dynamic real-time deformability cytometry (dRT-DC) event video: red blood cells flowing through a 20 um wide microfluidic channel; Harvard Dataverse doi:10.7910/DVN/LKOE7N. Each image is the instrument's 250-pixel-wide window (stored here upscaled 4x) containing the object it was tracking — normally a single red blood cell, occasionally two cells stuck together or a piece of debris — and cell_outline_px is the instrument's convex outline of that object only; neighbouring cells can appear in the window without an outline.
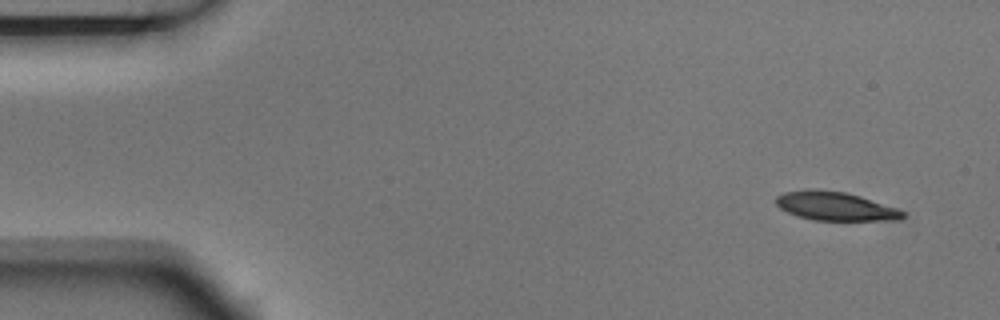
{"species": "Egyptian fruit bat (a non-hibernating species)", "species_latin": "Rousettus aegyptiacus", "temperature_condition": "room temperature", "stored_images_in_passage": 5, "camera_frame_rate_fps": 3000, "um_per_image_px": 0.085, "animal": {"sex": "male"}, "frame": {"image": 1, "passage_image": 1, "time_ms": 0.0, "image_size_px": [1000, 320], "cell_outline_px": [[904, 216], [900, 220], [812, 220], [788, 212], [780, 208], [776, 204], [776, 196], [784, 192], [808, 188], [816, 188], [844, 192], [860, 196], [896, 208], [904, 212]], "centroid_in_image_um": [70.96, 17.51], "position_along_channel_um": 14.0, "area_um2": 21.15}}
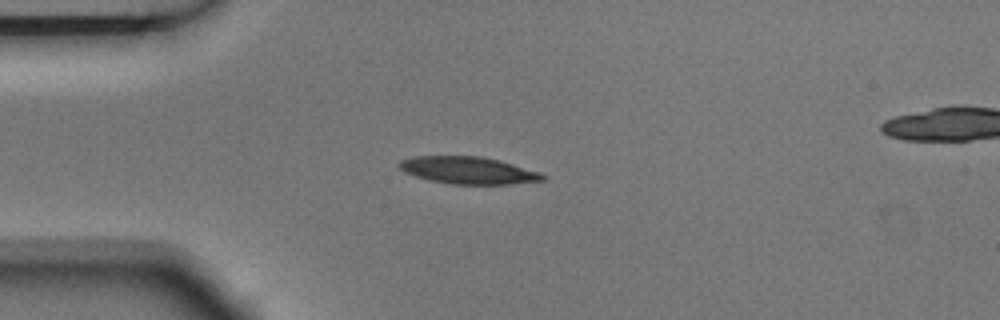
{"frame": {"image": 2, "passage_image": 4, "time_ms": 1.0, "image_size_px": [1000, 320], "cell_outline_px": [[548, 176], [544, 180], [508, 184], [452, 184], [428, 180], [404, 172], [396, 164], [400, 160], [416, 156], [480, 156], [500, 160], [540, 172]], "centroid_in_image_um": [39.79, 14.47], "position_along_channel_um": 45.2, "area_um2": 22.77}}